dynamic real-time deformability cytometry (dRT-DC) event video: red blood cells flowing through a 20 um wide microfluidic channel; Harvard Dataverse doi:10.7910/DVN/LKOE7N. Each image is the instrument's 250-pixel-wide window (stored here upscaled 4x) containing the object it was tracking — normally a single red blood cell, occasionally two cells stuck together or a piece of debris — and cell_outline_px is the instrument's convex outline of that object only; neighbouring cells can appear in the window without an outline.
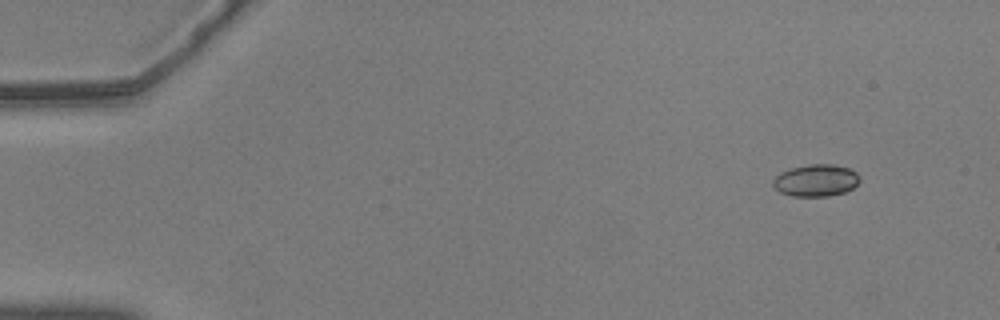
{"species": "common noctule bat (a hibernating species)", "species_latin": "Nyctalus noctula", "temperature_condition": "warm", "stored_images_in_passage": 53, "camera_frame_rate_fps": 3000, "um_per_image_px": 0.085, "animal": {"sex": "male", "body_mass_g": 20.5, "forearm_length_mm": 52.5}, "frame": {"image": 1, "passage_image": 1, "time_ms": 0.0, "image_size_px": [1000, 320], "cell_outline_px": [[860, 180], [852, 188], [844, 192], [828, 196], [792, 196], [780, 192], [772, 184], [772, 180], [780, 172], [792, 168], [808, 164], [832, 164], [848, 168], [856, 172], [860, 176]], "centroid_in_image_um": [69.34, 15.33], "position_along_channel_um": 15.7, "area_um2": 16.13}}
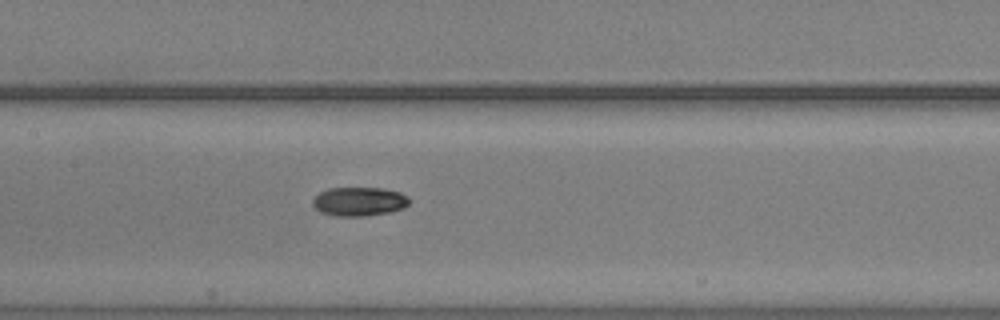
{"frame": {"image": 2, "passage_image": 24, "time_ms": 7.667, "image_size_px": [1000, 320], "cell_outline_px": [[412, 200], [404, 208], [388, 212], [364, 216], [336, 216], [320, 212], [312, 204], [312, 200], [320, 192], [328, 188], [384, 188], [400, 192], [408, 196]], "centroid_in_image_um": [30.55, 17.12], "position_along_channel_um": 176.9, "area_um2": 16.36}}
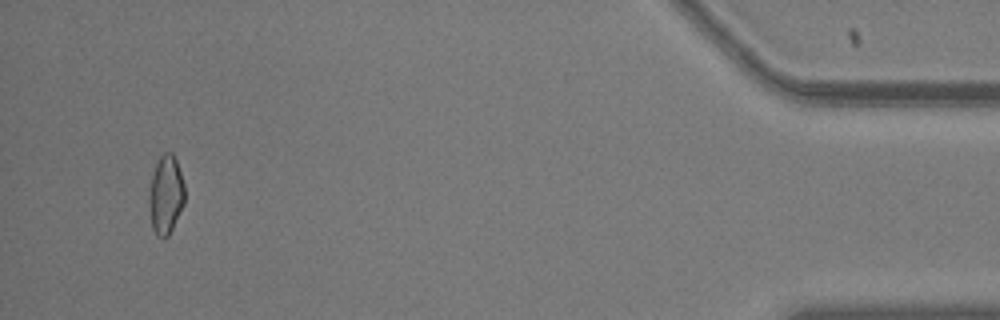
{"frame": {"image": 3, "passage_image": 50, "time_ms": 16.333, "image_size_px": [1000, 320], "cell_outline_px": [[184, 204], [168, 236], [164, 240], [156, 236], [152, 228], [148, 204], [148, 192], [152, 176], [156, 164], [160, 156], [164, 152], [172, 152], [176, 160], [184, 184]], "centroid_in_image_um": [14.07, 16.59], "position_along_channel_um": 421.1, "area_um2": 16.47}}